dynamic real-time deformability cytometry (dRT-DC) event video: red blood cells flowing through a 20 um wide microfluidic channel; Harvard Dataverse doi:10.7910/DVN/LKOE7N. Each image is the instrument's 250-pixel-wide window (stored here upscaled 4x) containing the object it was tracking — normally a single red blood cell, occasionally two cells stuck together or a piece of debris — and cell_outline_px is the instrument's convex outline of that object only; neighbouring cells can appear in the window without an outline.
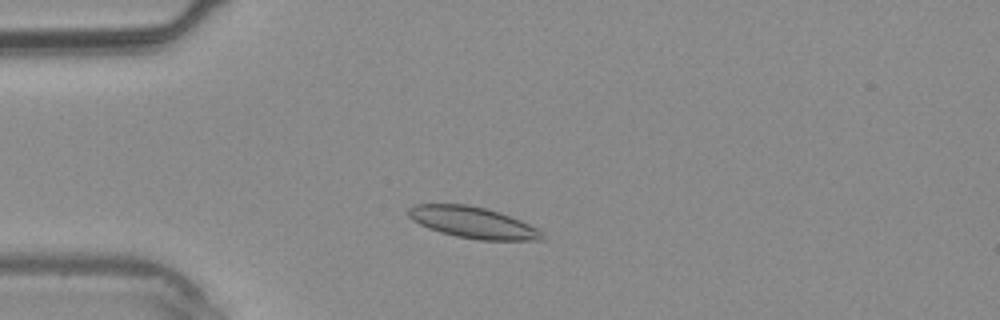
{"species": "common noctule bat (a hibernating species)", "species_latin": "Nyctalus noctula", "temperature_condition": "warm", "stored_images_in_passage": 35, "camera_frame_rate_fps": 3000, "um_per_image_px": 0.085, "animal": {"sex": "male", "body_mass_g": 20.4}, "frame": {"image": 1, "passage_image": 6, "time_ms": 1.667, "image_size_px": [1000, 320], "cell_outline_px": [[544, 240], [480, 240], [456, 236], [440, 232], [428, 228], [412, 220], [408, 216], [408, 208], [412, 204], [468, 204], [500, 212], [520, 220], [536, 228], [544, 236]], "centroid_in_image_um": [40.16, 18.91], "position_along_channel_um": 44.8, "area_um2": 24.33}}
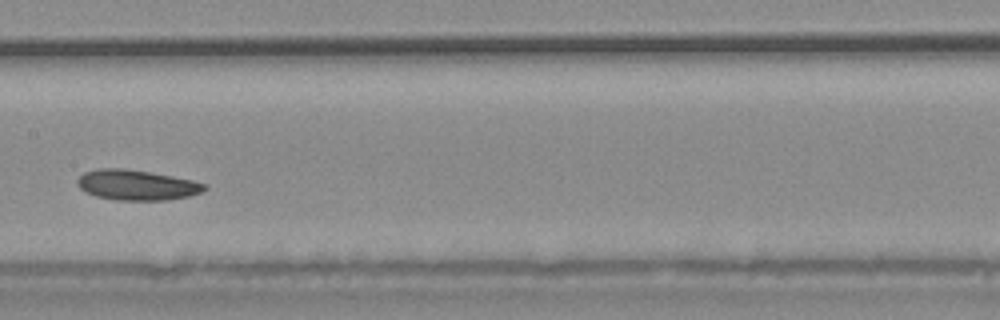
{"frame": {"image": 2, "passage_image": 16, "time_ms": 5.0, "image_size_px": [1000, 320], "cell_outline_px": [[208, 188], [200, 192], [188, 196], [168, 200], [116, 200], [96, 196], [84, 192], [76, 184], [76, 180], [84, 172], [96, 168], [128, 168], [152, 172], [192, 180], [208, 184]], "centroid_in_image_um": [11.6, 15.71], "position_along_channel_um": 195.8, "area_um2": 22.72}}